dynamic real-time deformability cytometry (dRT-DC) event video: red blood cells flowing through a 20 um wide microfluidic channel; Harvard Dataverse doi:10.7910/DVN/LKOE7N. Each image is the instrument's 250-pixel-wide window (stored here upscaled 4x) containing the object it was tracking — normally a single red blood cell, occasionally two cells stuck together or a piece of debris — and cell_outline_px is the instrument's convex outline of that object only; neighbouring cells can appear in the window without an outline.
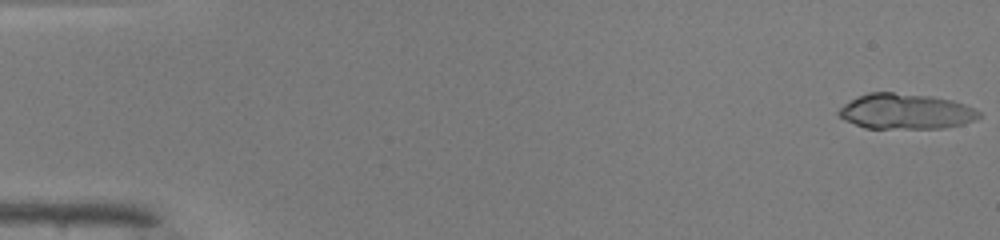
{"species": "common noctule bat (a hibernating species)", "species_latin": "Nyctalus noctula", "temperature_condition": "warm", "stored_images_in_passage": 50, "camera_frame_rate_fps": 3000, "um_per_image_px": 0.085, "animal": {"sex": "male", "body_mass_g": 19.0, "forearm_length_mm": 50.8}, "frame": {"image": 1, "passage_image": 1, "time_ms": 0.0, "image_size_px": [1000, 240], "cell_outline_px": [[980, 116], [976, 120], [964, 124], [940, 128], [864, 128], [844, 120], [836, 112], [844, 104], [868, 92], [892, 92], [928, 96], [952, 100], [964, 104], [980, 112]], "centroid_in_image_um": [76.97, 9.48], "position_along_channel_um": 8.0, "area_um2": 28.78}}
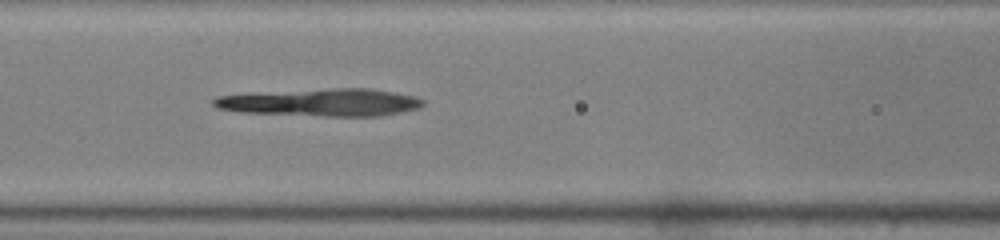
{"frame": {"image": 2, "passage_image": 22, "time_ms": 7.0, "image_size_px": [1000, 240], "cell_outline_px": [[424, 104], [420, 108], [380, 116], [328, 116], [240, 112], [220, 108], [212, 104], [212, 100], [216, 96], [332, 88], [368, 88], [392, 92], [412, 96], [424, 100]], "centroid_in_image_um": [27.35, 8.71], "position_along_channel_um": 139.2, "area_um2": 33.0}}
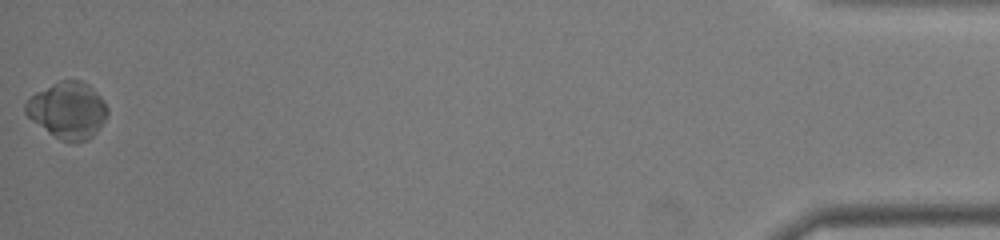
{"frame": {"image": 3, "passage_image": 50, "time_ms": 16.333, "image_size_px": [1000, 240], "cell_outline_px": [[108, 112], [100, 128], [88, 140], [76, 144], [72, 144], [60, 140], [48, 132], [32, 120], [24, 112], [24, 104], [36, 92], [60, 80], [80, 80], [88, 84], [104, 100], [108, 108]], "centroid_in_image_um": [5.77, 9.4], "position_along_channel_um": 429.4, "area_um2": 27.05}}